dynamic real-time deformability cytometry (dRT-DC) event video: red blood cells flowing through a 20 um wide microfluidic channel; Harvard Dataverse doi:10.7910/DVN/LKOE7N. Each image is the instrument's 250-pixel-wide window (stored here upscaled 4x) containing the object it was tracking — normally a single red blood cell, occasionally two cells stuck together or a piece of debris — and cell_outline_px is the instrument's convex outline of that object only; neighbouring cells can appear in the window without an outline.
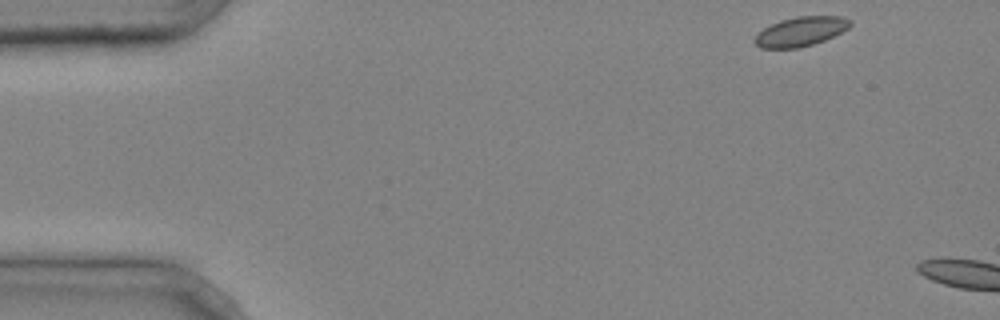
{"species": "common noctule bat (a hibernating species)", "species_latin": "Nyctalus noctula", "temperature_condition": "cold", "stored_images_in_passage": 3, "camera_frame_rate_fps": 3000, "um_per_image_px": 0.085, "animal": {"sex": "male", "body_mass_g": 20.4}, "frame": {"image": 1, "passage_image": 1, "time_ms": 0.0, "image_size_px": [1000, 320], "cell_outline_px": [[852, 24], [848, 28], [824, 40], [800, 48], [760, 48], [752, 40], [764, 28], [780, 20], [796, 16], [844, 16], [852, 20]], "centroid_in_image_um": [68.07, 2.67], "position_along_channel_um": 16.9, "area_um2": 16.3}}